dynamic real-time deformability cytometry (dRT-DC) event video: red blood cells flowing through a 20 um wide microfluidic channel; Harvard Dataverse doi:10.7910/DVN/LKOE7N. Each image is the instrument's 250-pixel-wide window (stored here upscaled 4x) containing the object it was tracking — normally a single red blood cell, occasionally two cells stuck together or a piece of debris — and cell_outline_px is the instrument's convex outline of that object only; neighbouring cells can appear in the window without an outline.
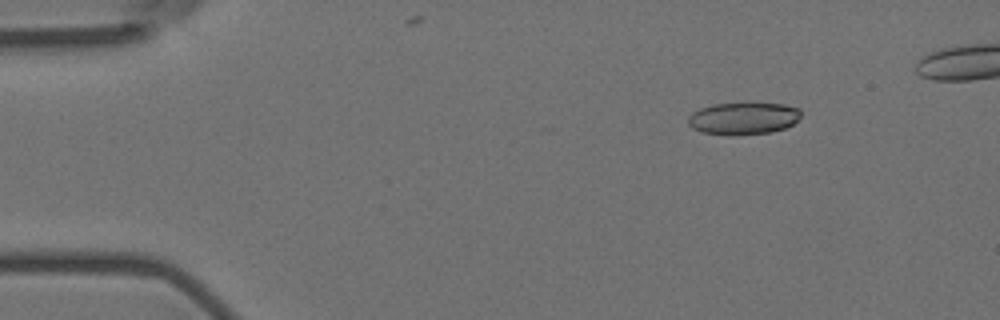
{"species": "Egyptian fruit bat (a non-hibernating species)", "species_latin": "Rousettus aegyptiacus", "temperature_condition": "room temperature", "stored_images_in_passage": 38, "camera_frame_rate_fps": 3000, "um_per_image_px": 0.085, "animal": {"sex": "female"}, "frame": {"image": 1, "passage_image": 2, "time_ms": 0.333, "image_size_px": [1000, 320], "cell_outline_px": [[800, 116], [792, 124], [784, 128], [768, 132], [700, 132], [692, 128], [688, 124], [688, 116], [692, 112], [700, 108], [712, 104], [748, 100], [784, 104], [800, 108]], "centroid_in_image_um": [63.19, 9.95], "position_along_channel_um": 21.8, "area_um2": 21.1}}
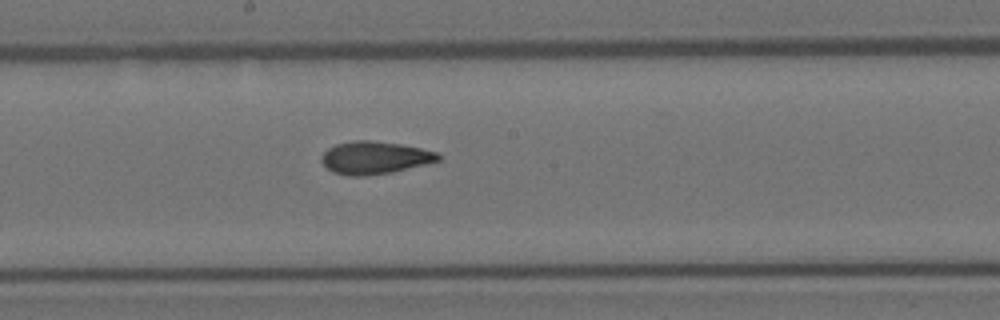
{"frame": {"image": 2, "passage_image": 25, "time_ms": 8.0, "image_size_px": [1000, 320], "cell_outline_px": [[440, 160], [392, 172], [364, 176], [348, 176], [332, 172], [320, 160], [320, 156], [328, 148], [336, 144], [352, 140], [368, 140], [400, 144], [440, 152]], "centroid_in_image_um": [31.82, 13.4], "position_along_channel_um": 216.4, "area_um2": 22.2}}
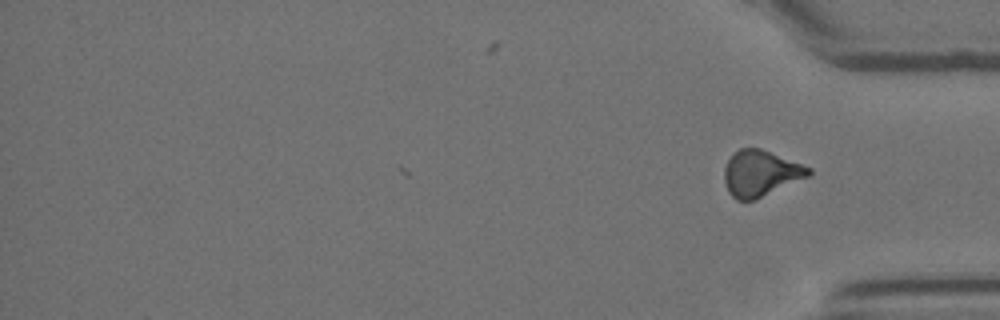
{"frame": {"image": 3, "passage_image": 38, "time_ms": 12.333, "image_size_px": [1000, 320], "cell_outline_px": [[812, 172], [808, 176], [756, 200], [736, 200], [728, 192], [724, 180], [724, 168], [728, 160], [740, 148], [760, 148], [812, 168]], "centroid_in_image_um": [64.64, 14.75], "position_along_channel_um": 370.6, "area_um2": 22.43}, "authors_computed_cell_mechanics": {"area_um2": 22.1085, "velocity_mm_per_s": 3.6035, "shape_relaxation_time_tau1_ms": 8.3276, "shape_relaxation_time_tau2_ms": 2.8777, "deformation_change_tau1": 0.2099, "deformation_change_tau2": 0.0975}}